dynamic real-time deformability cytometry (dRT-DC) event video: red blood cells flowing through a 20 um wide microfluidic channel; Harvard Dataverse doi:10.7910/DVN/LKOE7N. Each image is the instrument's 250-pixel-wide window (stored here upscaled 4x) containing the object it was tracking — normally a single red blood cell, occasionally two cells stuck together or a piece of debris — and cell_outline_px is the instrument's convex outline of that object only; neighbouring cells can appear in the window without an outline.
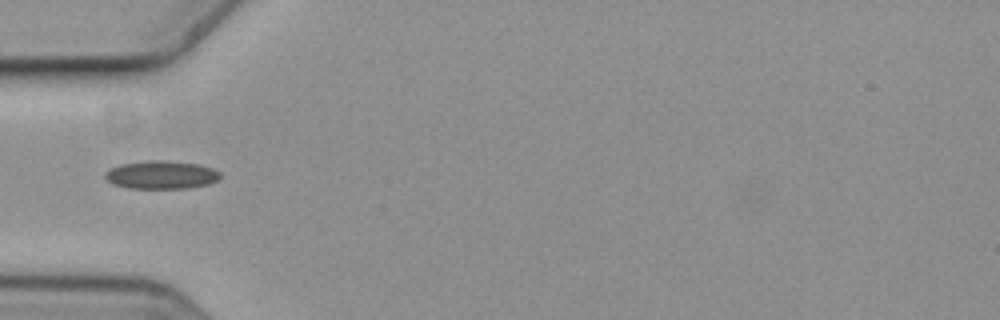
{"species": "common noctule bat (a hibernating species)", "species_latin": "Nyctalus noctula", "temperature_condition": "cold", "stored_images_in_passage": 11, "camera_frame_rate_fps": 3000, "um_per_image_px": 0.085, "animal": {"sex": "female", "body_mass_g": 19.3, "forearm_length_mm": 54.1}, "frame": {"image": 1, "passage_image": 1, "time_ms": 0.0, "image_size_px": [1000, 320], "cell_outline_px": [[220, 180], [208, 184], [188, 188], [128, 188], [112, 184], [104, 176], [112, 168], [120, 164], [156, 160], [164, 160], [196, 164], [212, 168], [220, 172]], "centroid_in_image_um": [13.74, 14.87], "position_along_channel_um": 71.3, "area_um2": 18.67}}
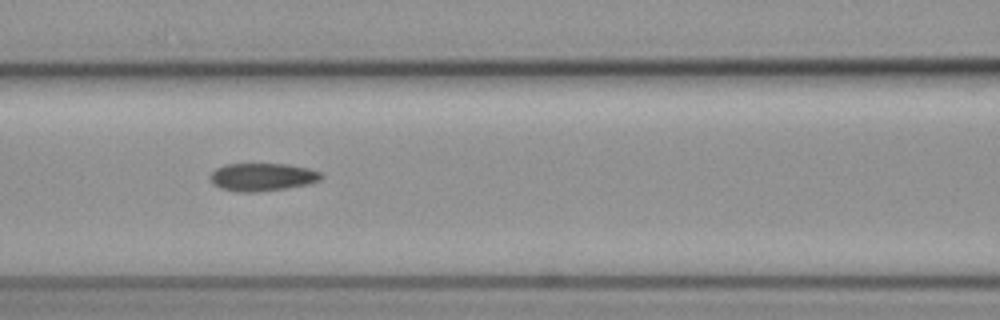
{"frame": {"image": 2, "passage_image": 3, "time_ms": 0.667, "image_size_px": [1000, 320], "cell_outline_px": [[324, 176], [320, 180], [308, 184], [284, 188], [256, 192], [236, 192], [220, 188], [212, 184], [208, 176], [216, 168], [224, 164], [288, 164], [308, 168], [320, 172]], "centroid_in_image_um": [22.26, 15.04], "position_along_channel_um": 144.3, "area_um2": 18.15}}
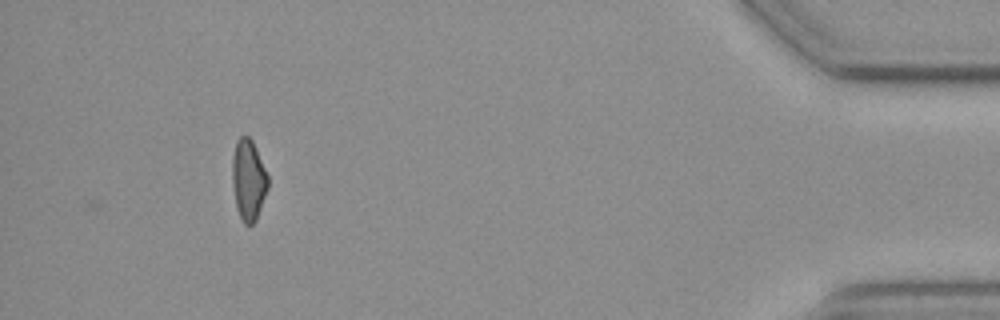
{"frame": {"image": 3, "passage_image": 10, "time_ms": 3.0, "image_size_px": [1000, 320], "cell_outline_px": [[268, 188], [256, 220], [252, 224], [244, 224], [236, 208], [232, 184], [232, 156], [236, 140], [240, 136], [248, 136], [252, 140], [256, 148], [268, 176]], "centroid_in_image_um": [21.1, 15.27], "position_along_channel_um": 414.1, "area_um2": 16.88}}